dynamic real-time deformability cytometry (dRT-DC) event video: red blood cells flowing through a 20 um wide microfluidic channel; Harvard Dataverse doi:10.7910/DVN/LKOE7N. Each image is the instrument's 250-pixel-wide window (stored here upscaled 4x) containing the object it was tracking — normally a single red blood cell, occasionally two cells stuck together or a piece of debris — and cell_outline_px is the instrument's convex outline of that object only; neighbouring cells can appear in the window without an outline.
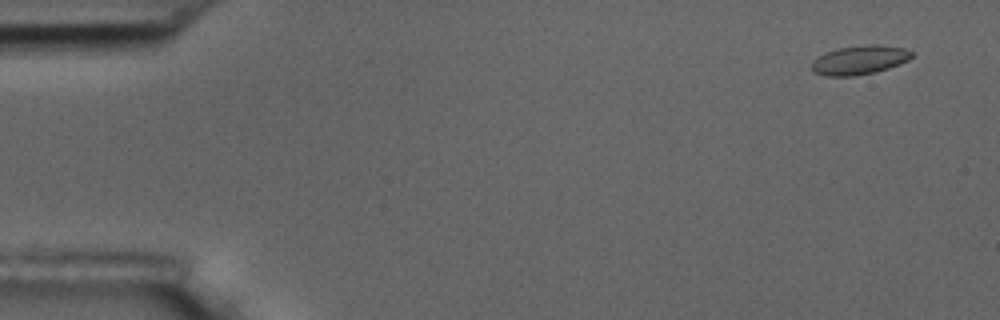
{"species": "common noctule bat (a hibernating species)", "species_latin": "Nyctalus noctula", "temperature_condition": "room temperature", "stored_images_in_passage": 5, "camera_frame_rate_fps": 3000, "um_per_image_px": 0.085, "animal": {"sex": "male", "body_mass_g": 17.5, "forearm_length_mm": 52.3}, "frame": {"image": 1, "passage_image": 1, "time_ms": 0.0, "image_size_px": [1000, 320], "cell_outline_px": [[912, 56], [908, 60], [900, 64], [876, 72], [852, 76], [828, 76], [812, 72], [812, 60], [816, 56], [824, 52], [836, 48], [864, 44], [876, 44], [904, 48], [912, 52]], "centroid_in_image_um": [73.02, 5.09], "position_along_channel_um": 12.0, "area_um2": 17.17}}
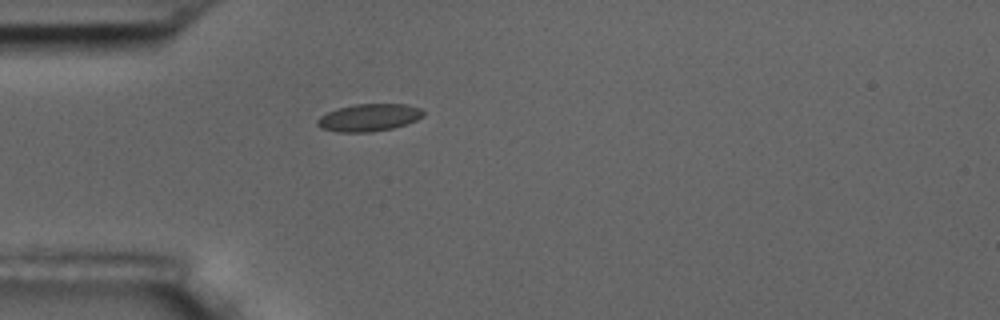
{"frame": {"image": 2, "passage_image": 5, "time_ms": 4.333, "image_size_px": [1000, 320], "cell_outline_px": [[424, 116], [416, 120], [392, 128], [372, 132], [336, 132], [320, 128], [316, 124], [316, 120], [320, 116], [336, 108], [356, 104], [404, 104], [420, 108], [424, 112]], "centroid_in_image_um": [31.32, 9.99], "position_along_channel_um": 53.7, "area_um2": 16.94}}